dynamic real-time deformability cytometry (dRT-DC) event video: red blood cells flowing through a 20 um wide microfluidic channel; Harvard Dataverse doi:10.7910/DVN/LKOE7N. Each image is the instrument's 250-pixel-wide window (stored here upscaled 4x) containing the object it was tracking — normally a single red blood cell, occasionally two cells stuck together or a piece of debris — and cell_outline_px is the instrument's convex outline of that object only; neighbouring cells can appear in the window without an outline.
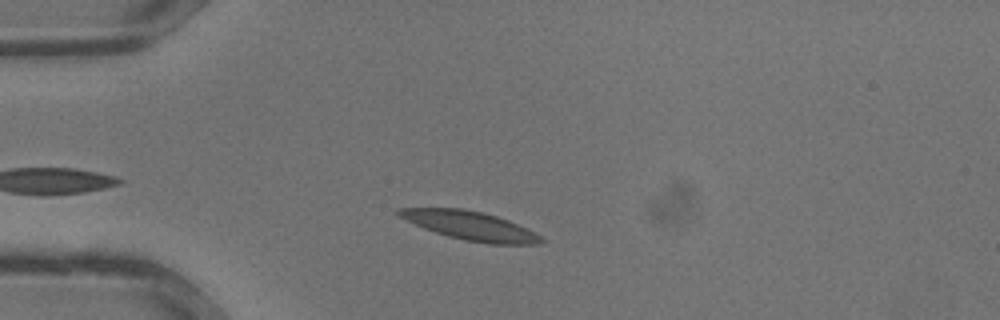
{"species": "common noctule bat (a hibernating species)", "species_latin": "Nyctalus noctula", "temperature_condition": "warm", "stored_images_in_passage": 26, "camera_frame_rate_fps": 3000, "um_per_image_px": 0.085, "animal": {"sex": "male", "body_mass_g": 13.3}, "frame": {"image": 1, "passage_image": 4, "time_ms": 1.0, "image_size_px": [1000, 320], "cell_outline_px": [[544, 240], [536, 244], [488, 244], [464, 240], [448, 236], [424, 228], [400, 216], [396, 212], [396, 208], [464, 208], [496, 216], [508, 220], [540, 236]], "centroid_in_image_um": [39.94, 19.18], "position_along_channel_um": 45.1, "area_um2": 23.29}}
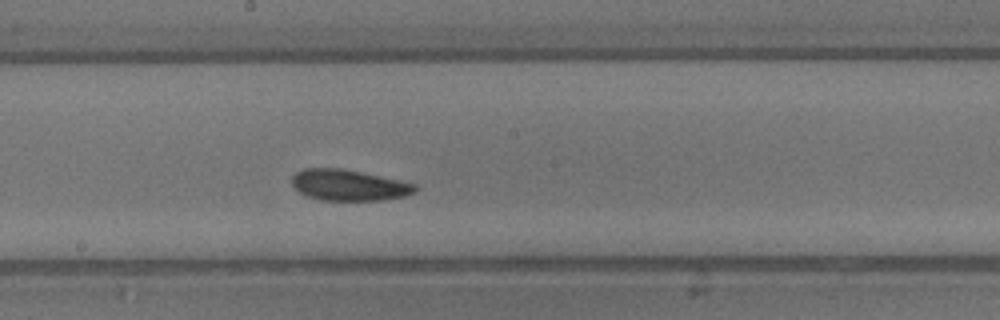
{"frame": {"image": 2, "passage_image": 14, "time_ms": 4.333, "image_size_px": [1000, 320], "cell_outline_px": [[416, 192], [404, 196], [384, 200], [320, 200], [308, 196], [300, 192], [292, 184], [292, 176], [296, 172], [304, 168], [340, 168], [360, 172], [416, 184]], "centroid_in_image_um": [29.63, 15.74], "position_along_channel_um": 218.6, "area_um2": 22.02}}
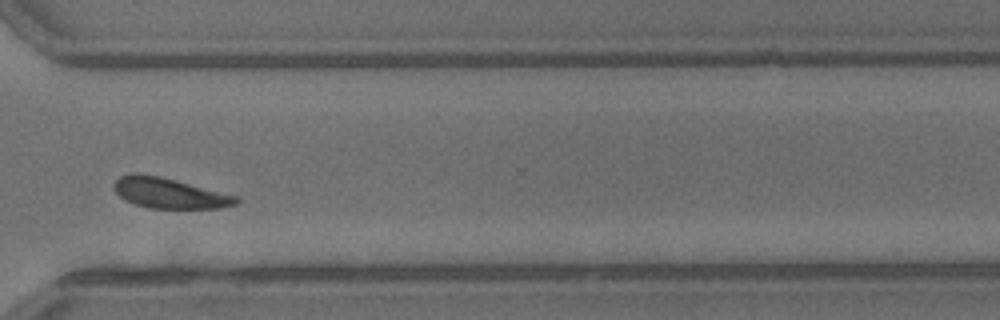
{"frame": {"image": 3, "passage_image": 21, "time_ms": 6.667, "image_size_px": [1000, 320], "cell_outline_px": [[240, 200], [236, 204], [220, 208], [148, 208], [124, 200], [116, 192], [112, 184], [120, 176], [132, 172], [136, 172], [160, 176], [240, 196]], "centroid_in_image_um": [14.4, 16.4], "position_along_channel_um": 356.2, "area_um2": 21.85}}